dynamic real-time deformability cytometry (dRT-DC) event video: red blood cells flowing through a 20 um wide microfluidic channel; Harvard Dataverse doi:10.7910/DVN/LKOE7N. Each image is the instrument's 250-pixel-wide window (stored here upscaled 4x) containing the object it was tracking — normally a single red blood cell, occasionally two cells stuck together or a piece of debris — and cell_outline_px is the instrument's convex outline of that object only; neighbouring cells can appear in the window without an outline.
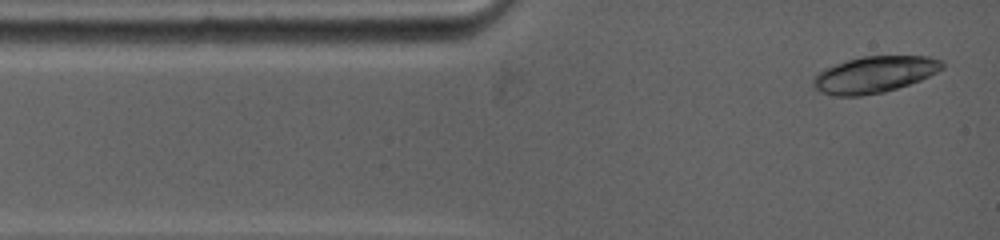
{"species": "common noctule bat (a hibernating species)", "species_latin": "Nyctalus noctula", "temperature_condition": "warm", "stored_images_in_passage": 3, "camera_frame_rate_fps": 5000, "um_per_image_px": 0.085, "animal": {"sex": "female", "body_mass_g": 19.0, "forearm_length_mm": 53.3}, "frame": {"image": 1, "passage_image": 1, "time_ms": 0.0, "image_size_px": [1000, 240], "cell_outline_px": [[944, 68], [920, 80], [884, 92], [860, 96], [836, 96], [820, 92], [812, 84], [812, 76], [824, 68], [860, 56], [928, 56], [944, 60]], "centroid_in_image_um": [74.31, 6.33], "position_along_channel_um": 10.7, "area_um2": 27.51}}